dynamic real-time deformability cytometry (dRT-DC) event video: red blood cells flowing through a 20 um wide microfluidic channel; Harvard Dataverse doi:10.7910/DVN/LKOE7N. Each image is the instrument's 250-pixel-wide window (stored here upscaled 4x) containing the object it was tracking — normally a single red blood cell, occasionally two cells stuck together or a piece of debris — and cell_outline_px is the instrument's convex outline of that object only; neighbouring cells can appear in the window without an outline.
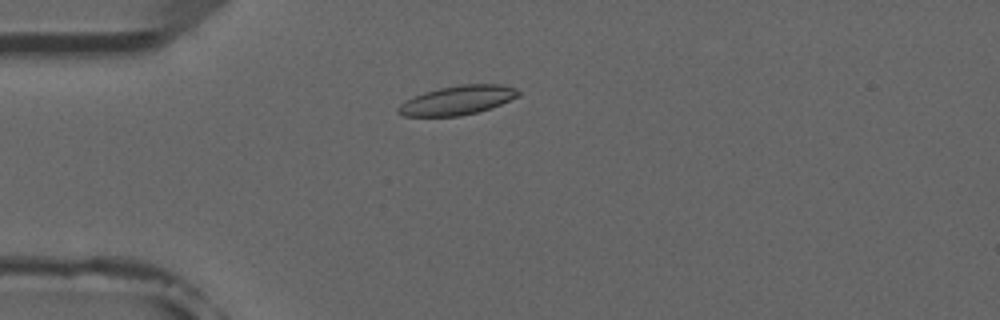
{"species": "common noctule bat (a hibernating species)", "species_latin": "Nyctalus noctula", "temperature_condition": "room temperature", "stored_images_in_passage": 1, "camera_frame_rate_fps": 3000, "um_per_image_px": 0.085, "animal": {"sex": "male", "forearm_length_mm": 52.5}, "frame": {"image": 1, "passage_image": 1, "time_ms": 0.0, "image_size_px": [1000, 320], "cell_outline_px": [[520, 96], [492, 108], [460, 116], [404, 116], [396, 112], [396, 108], [404, 100], [424, 92], [440, 88], [460, 84], [500, 84], [516, 88], [520, 92]], "centroid_in_image_um": [38.88, 8.52], "position_along_channel_um": 46.1, "area_um2": 20.52}}